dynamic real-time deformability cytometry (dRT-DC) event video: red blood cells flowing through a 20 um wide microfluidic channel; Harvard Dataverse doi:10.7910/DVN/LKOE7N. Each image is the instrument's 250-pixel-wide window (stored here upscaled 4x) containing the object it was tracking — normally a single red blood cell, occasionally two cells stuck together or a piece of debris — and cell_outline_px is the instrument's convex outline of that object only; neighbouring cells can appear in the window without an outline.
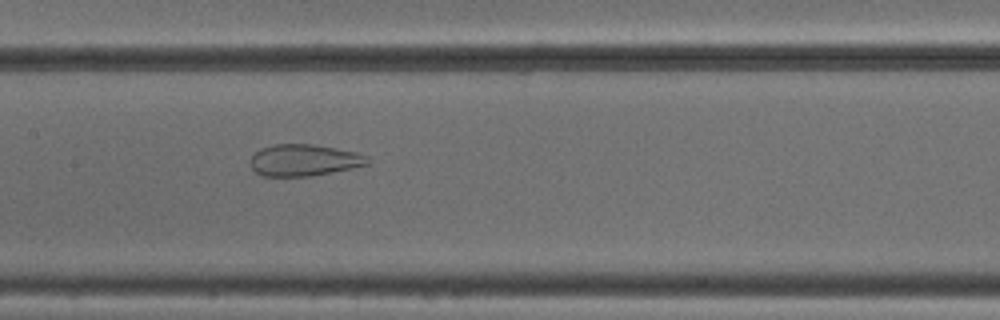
{"species": "common noctule bat (a hibernating species)", "species_latin": "Nyctalus noctula", "temperature_condition": "cold", "stored_images_in_passage": 51, "camera_frame_rate_fps": 3000, "um_per_image_px": 0.085, "animal": {"sex": "male", "body_mass_g": 18.8}, "frame": {"image": 1, "passage_image": 25, "time_ms": 8.0, "image_size_px": [1000, 320], "cell_outline_px": [[368, 164], [352, 168], [312, 176], [264, 176], [256, 172], [252, 168], [248, 160], [260, 148], [276, 144], [312, 144], [336, 148], [356, 152], [368, 156]], "centroid_in_image_um": [25.82, 13.61], "position_along_channel_um": 181.6, "area_um2": 21.62}}
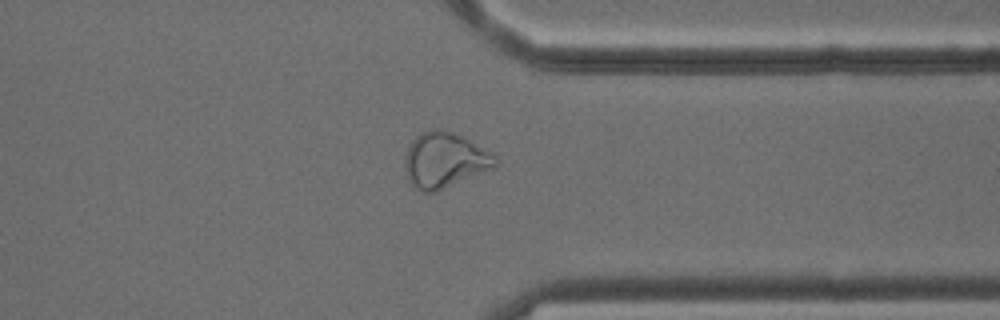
{"frame": {"image": 2, "passage_image": 40, "time_ms": 13.0, "image_size_px": [1000, 320], "cell_outline_px": [[500, 160], [496, 168], [436, 192], [424, 192], [416, 188], [408, 180], [404, 168], [404, 164], [408, 144], [416, 136], [432, 128], [440, 128], [464, 136], [492, 152]], "centroid_in_image_um": [37.84, 13.61], "position_along_channel_um": 373.6, "area_um2": 29.82}}
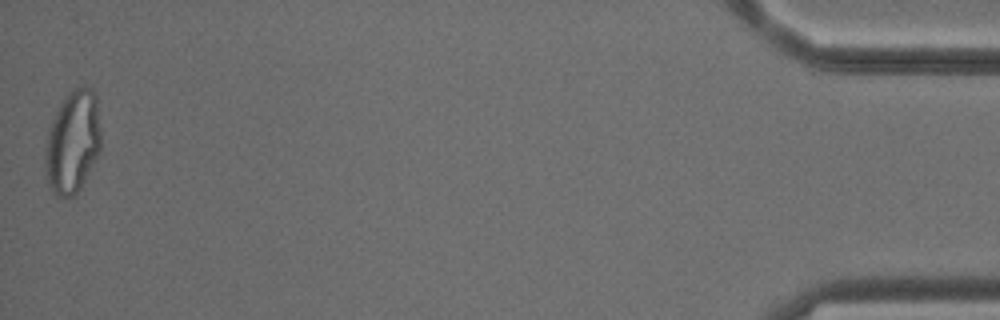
{"frame": {"image": 3, "passage_image": 51, "time_ms": 16.667, "image_size_px": [1000, 320], "cell_outline_px": [[100, 148], [76, 196], [56, 196], [52, 192], [48, 184], [44, 164], [44, 148], [48, 128], [60, 104], [68, 92], [76, 88], [92, 88], [96, 96], [100, 128]], "centroid_in_image_um": [6.14, 12.08], "position_along_channel_um": 429.1, "area_um2": 33.23}}